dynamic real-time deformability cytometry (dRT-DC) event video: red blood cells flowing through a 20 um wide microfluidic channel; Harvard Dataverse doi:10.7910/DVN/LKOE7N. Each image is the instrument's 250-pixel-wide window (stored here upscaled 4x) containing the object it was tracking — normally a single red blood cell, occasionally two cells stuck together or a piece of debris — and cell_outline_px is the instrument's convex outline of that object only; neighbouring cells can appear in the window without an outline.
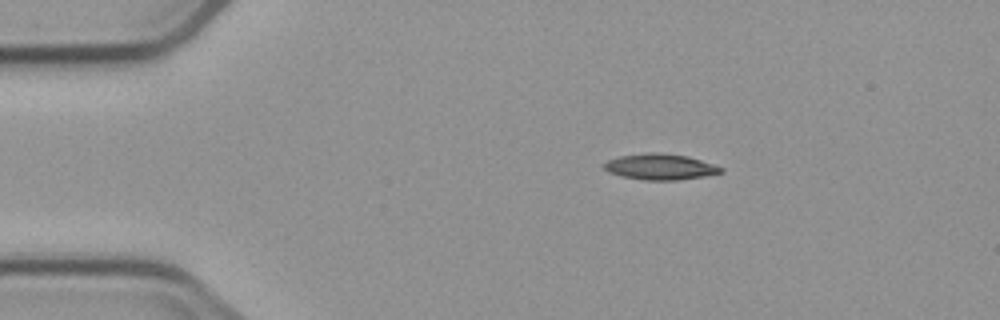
{"species": "common noctule bat (a hibernating species)", "species_latin": "Nyctalus noctula", "temperature_condition": "cold", "stored_images_in_passage": 4, "segment_of_instrument_passage": [1, 2], "camera_frame_rate_fps": 3000, "um_per_image_px": 0.085, "animal": {"sex": "male", "body_mass_g": 23.1, "forearm_length_mm": 52.7}, "frame": {"image": 1, "passage_image": 2, "time_ms": 1.333, "image_size_px": [1000, 320], "cell_outline_px": [[724, 172], [704, 176], [680, 180], [644, 180], [620, 176], [608, 172], [600, 164], [608, 160], [620, 156], [644, 152], [660, 152], [688, 156], [724, 168]], "centroid_in_image_um": [56.08, 14.17], "position_along_channel_um": 28.9, "area_um2": 17.86}}